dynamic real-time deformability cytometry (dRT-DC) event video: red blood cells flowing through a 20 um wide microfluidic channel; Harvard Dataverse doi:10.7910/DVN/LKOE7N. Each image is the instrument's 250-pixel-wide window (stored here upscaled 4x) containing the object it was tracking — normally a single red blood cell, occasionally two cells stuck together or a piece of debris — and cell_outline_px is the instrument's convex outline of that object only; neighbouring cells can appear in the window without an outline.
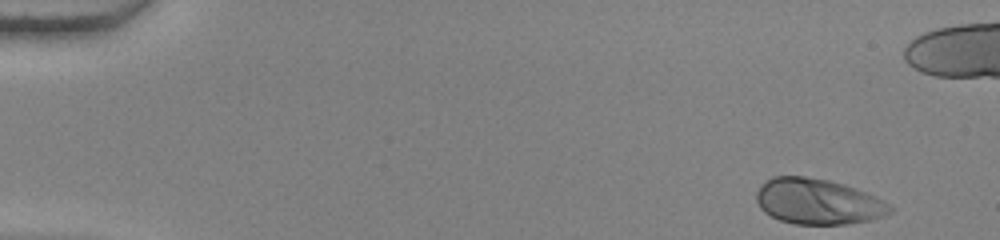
{"species": "human", "species_latin": "Homo sapiens", "temperature_condition": "warm", "stored_images_in_passage": 47, "camera_frame_rate_fps": 3000, "um_per_image_px": 0.085, "donor": {"sex": "female"}, "frame": {"image": 1, "passage_image": 1, "time_ms": 0.0, "image_size_px": [1000, 240], "cell_outline_px": [[892, 212], [884, 216], [872, 220], [848, 224], [796, 224], [780, 220], [764, 212], [760, 208], [756, 200], [756, 192], [772, 176], [804, 176], [828, 180], [844, 184], [856, 188], [884, 200], [892, 208]], "centroid_in_image_um": [69.54, 17.14], "position_along_channel_um": 15.5, "area_um2": 35.49}}
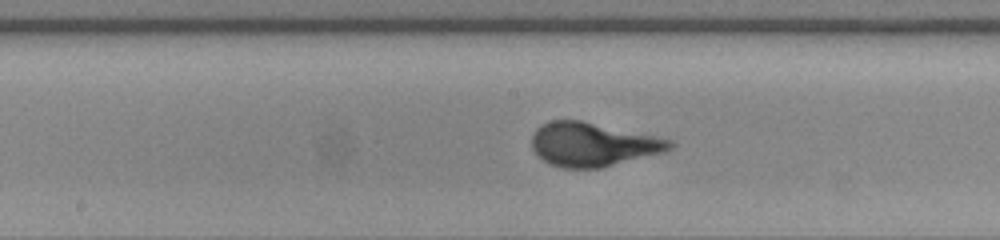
{"frame": {"image": 2, "passage_image": 26, "time_ms": 8.333, "image_size_px": [1000, 240], "cell_outline_px": [[676, 144], [672, 148], [664, 152], [600, 168], [560, 168], [548, 164], [532, 148], [532, 132], [540, 124], [548, 120], [580, 120], [656, 136], [672, 140]], "centroid_in_image_um": [50.37, 12.27], "position_along_channel_um": 197.8, "area_um2": 35.32}}
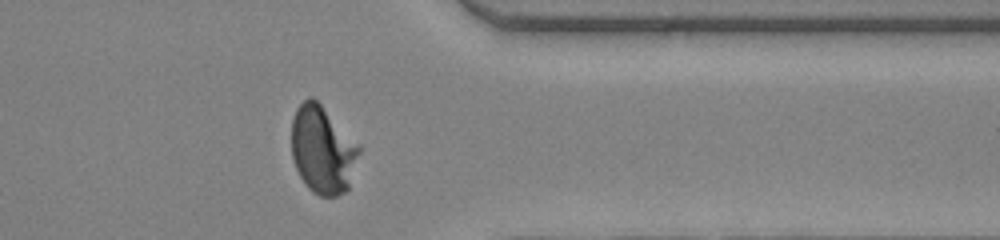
{"frame": {"image": 3, "passage_image": 41, "time_ms": 13.333, "image_size_px": [1000, 240], "cell_outline_px": [[360, 152], [348, 188], [344, 192], [336, 196], [320, 196], [312, 192], [304, 184], [296, 168], [292, 156], [292, 120], [296, 108], [308, 96], [312, 96], [360, 144]], "centroid_in_image_um": [27.42, 12.73], "position_along_channel_um": 384.0, "area_um2": 34.51}}